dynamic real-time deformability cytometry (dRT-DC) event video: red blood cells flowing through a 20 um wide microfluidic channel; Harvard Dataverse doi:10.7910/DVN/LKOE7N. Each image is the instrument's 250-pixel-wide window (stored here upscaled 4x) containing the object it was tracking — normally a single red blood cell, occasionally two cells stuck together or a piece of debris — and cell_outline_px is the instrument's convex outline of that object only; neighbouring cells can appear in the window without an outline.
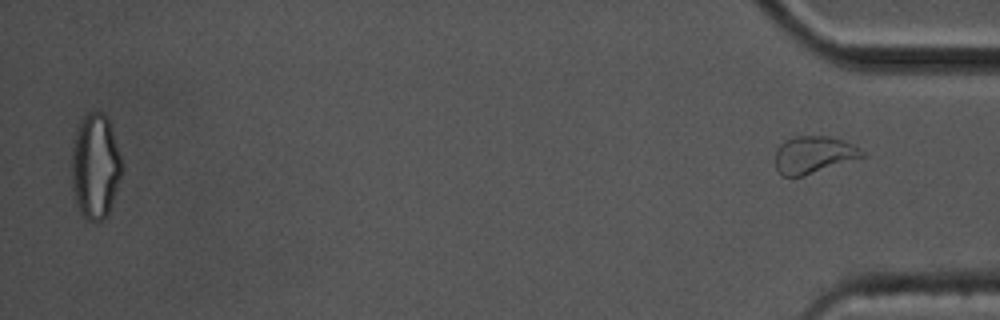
{"species": "common noctule bat (a hibernating species)", "species_latin": "Nyctalus noctula", "temperature_condition": "cold", "stored_images_in_passage": 60, "segment_of_instrument_passage": [2, 2], "camera_frame_rate_fps": 3000, "um_per_image_px": 0.085, "animal": {"sex": "male", "body_mass_g": 17.5, "forearm_length_mm": 52.3}, "frame": {"image": 1, "passage_image": 60, "time_ms": 19.667, "image_size_px": [1000, 320], "cell_outline_px": [[864, 156], [804, 176], [784, 176], [776, 168], [776, 148], [784, 140], [792, 136], [828, 136], [844, 140], [860, 148], [864, 152]], "centroid_in_image_um": [69.14, 13.13], "position_along_channel_um": 366.1, "area_um2": 18.73}}